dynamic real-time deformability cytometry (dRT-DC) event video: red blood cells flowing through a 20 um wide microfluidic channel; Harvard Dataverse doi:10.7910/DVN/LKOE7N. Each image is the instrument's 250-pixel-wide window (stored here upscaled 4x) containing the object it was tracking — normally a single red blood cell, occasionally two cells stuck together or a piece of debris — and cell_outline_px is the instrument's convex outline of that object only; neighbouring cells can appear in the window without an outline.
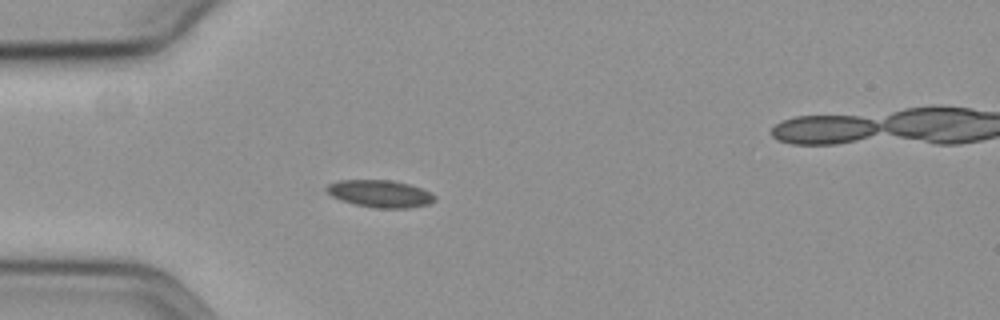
{"species": "common noctule bat (a hibernating species)", "species_latin": "Nyctalus noctula", "temperature_condition": "cold", "stored_images_in_passage": 24, "camera_frame_rate_fps": 3000, "um_per_image_px": 0.085, "animal": {"sex": "female", "body_mass_g": 19.3, "forearm_length_mm": 54.1}, "frame": {"image": 1, "passage_image": 1, "time_ms": 0.0, "image_size_px": [1000, 320], "cell_outline_px": [[436, 200], [428, 204], [408, 208], [372, 208], [340, 200], [332, 196], [324, 188], [328, 184], [340, 180], [392, 180], [408, 184], [432, 192], [436, 196]], "centroid_in_image_um": [32.32, 16.46], "position_along_channel_um": 52.7, "area_um2": 17.22}}
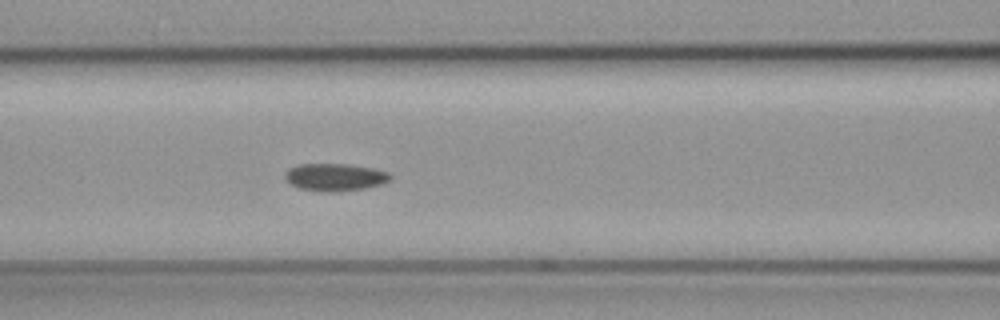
{"frame": {"image": 2, "passage_image": 9, "time_ms": 2.667, "image_size_px": [1000, 320], "cell_outline_px": [[392, 180], [380, 184], [364, 188], [336, 192], [320, 192], [300, 188], [292, 184], [284, 176], [284, 172], [288, 168], [300, 164], [348, 164], [372, 168], [388, 172], [392, 176]], "centroid_in_image_um": [28.47, 15.06], "position_along_channel_um": 138.1, "area_um2": 16.88}}
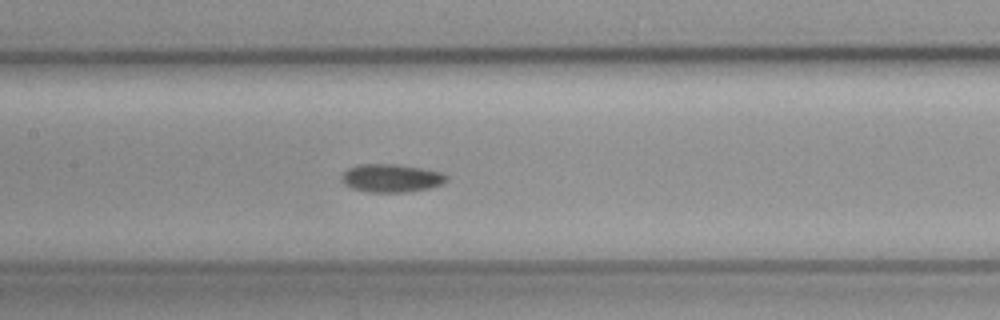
{"frame": {"image": 3, "passage_image": 12, "time_ms": 3.667, "image_size_px": [1000, 320], "cell_outline_px": [[448, 180], [440, 184], [428, 188], [404, 192], [368, 192], [352, 188], [344, 184], [340, 180], [340, 176], [348, 168], [360, 164], [392, 164], [420, 168], [440, 172], [448, 176]], "centroid_in_image_um": [33.21, 15.14], "position_along_channel_um": 174.2, "area_um2": 17.05}}